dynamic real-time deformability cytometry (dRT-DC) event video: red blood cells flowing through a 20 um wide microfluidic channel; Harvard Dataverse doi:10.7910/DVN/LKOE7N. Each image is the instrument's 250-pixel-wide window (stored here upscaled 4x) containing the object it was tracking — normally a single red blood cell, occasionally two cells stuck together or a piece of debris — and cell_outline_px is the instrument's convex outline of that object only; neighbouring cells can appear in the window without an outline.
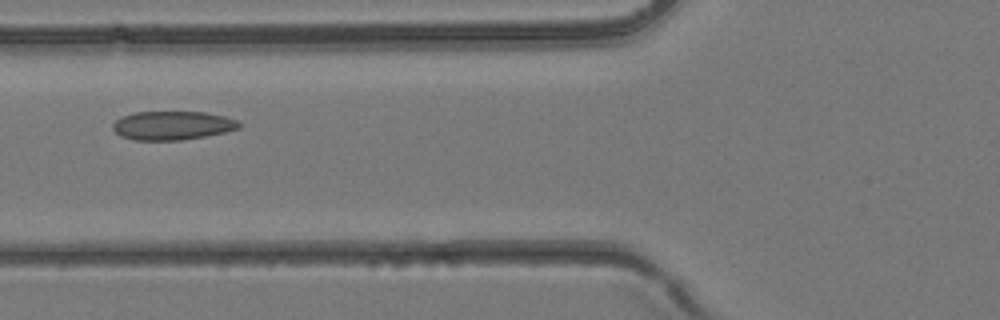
{"species": "common noctule bat (a hibernating species)", "species_latin": "Nyctalus noctula", "temperature_condition": "room temperature", "stored_images_in_passage": 4, "camera_frame_rate_fps": 3000, "um_per_image_px": 0.085, "animal": {"sex": "female", "body_mass_g": 24.6, "forearm_length_mm": 56.2}, "frame": {"image": 1, "passage_image": 3, "time_ms": 0.667, "image_size_px": [1000, 320], "cell_outline_px": [[244, 124], [240, 128], [224, 132], [204, 136], [180, 140], [136, 140], [120, 136], [112, 128], [112, 124], [120, 116], [136, 112], [204, 112], [224, 116], [236, 120]], "centroid_in_image_um": [14.65, 10.66], "position_along_channel_um": 111.2, "area_um2": 21.15}}
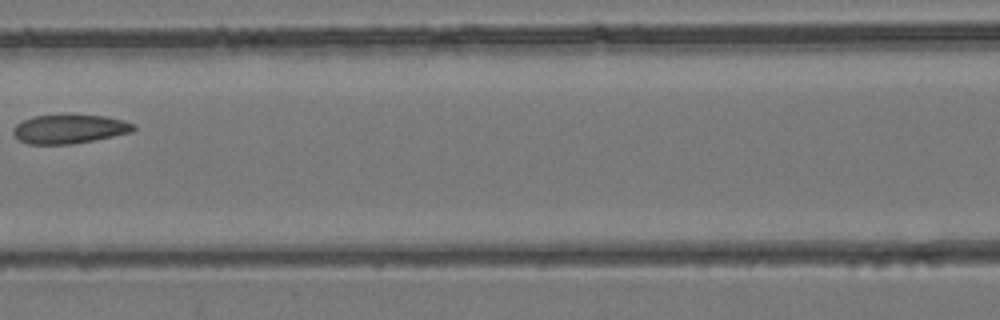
{"frame": {"image": 2, "passage_image": 4, "time_ms": 1.0, "image_size_px": [1000, 320], "cell_outline_px": [[136, 128], [132, 132], [72, 144], [28, 144], [20, 140], [12, 132], [12, 128], [16, 124], [32, 116], [68, 112], [104, 116], [124, 120], [136, 124]], "centroid_in_image_um": [5.9, 10.91], "position_along_channel_um": 160.7, "area_um2": 20.98}}